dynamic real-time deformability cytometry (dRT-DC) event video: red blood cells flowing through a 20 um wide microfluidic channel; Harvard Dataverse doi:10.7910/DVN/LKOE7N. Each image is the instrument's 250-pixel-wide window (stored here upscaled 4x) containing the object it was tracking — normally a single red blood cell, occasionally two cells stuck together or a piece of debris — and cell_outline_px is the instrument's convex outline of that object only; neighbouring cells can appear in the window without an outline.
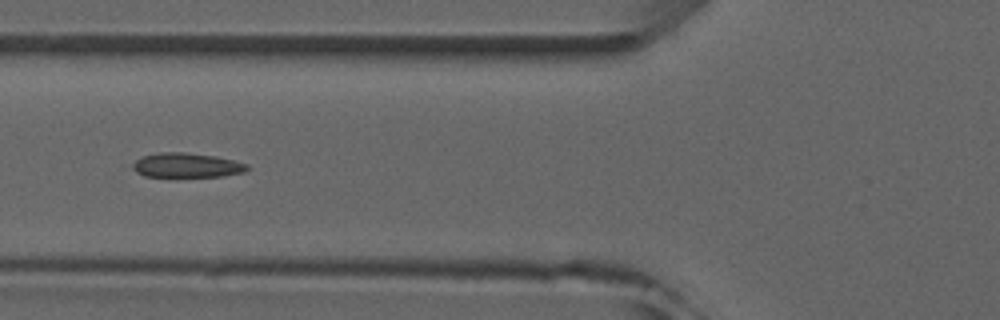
{"species": "common noctule bat (a hibernating species)", "species_latin": "Nyctalus noctula", "temperature_condition": "room temperature", "stored_images_in_passage": 6, "camera_frame_rate_fps": 3000, "um_per_image_px": 0.085, "animal": {"sex": "male", "forearm_length_mm": 52.5}, "frame": {"image": 1, "passage_image": 6, "time_ms": 5.667, "image_size_px": [1000, 320], "cell_outline_px": [[248, 168], [244, 172], [220, 176], [176, 180], [172, 180], [144, 176], [136, 172], [132, 168], [132, 164], [140, 156], [160, 152], [184, 152], [216, 156], [248, 164]], "centroid_in_image_um": [15.79, 14.1], "position_along_channel_um": 110.0, "area_um2": 17.4}}